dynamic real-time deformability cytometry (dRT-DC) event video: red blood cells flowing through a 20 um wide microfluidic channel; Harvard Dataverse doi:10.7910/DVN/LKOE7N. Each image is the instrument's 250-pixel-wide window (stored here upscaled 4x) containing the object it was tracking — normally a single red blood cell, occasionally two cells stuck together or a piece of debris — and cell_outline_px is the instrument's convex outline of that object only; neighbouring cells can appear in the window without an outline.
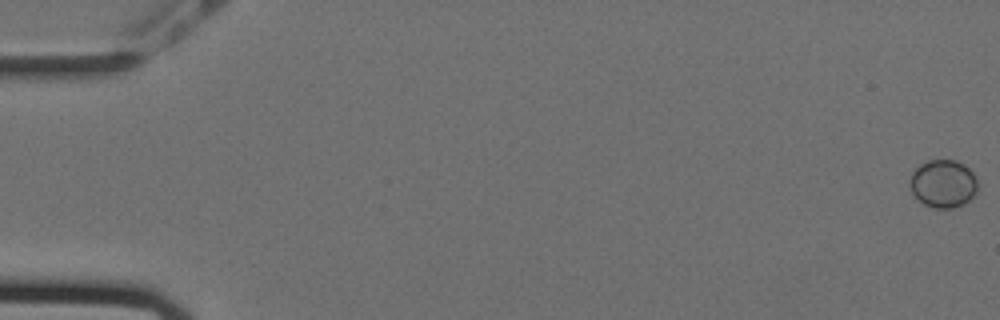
{"species": "Egyptian fruit bat (a non-hibernating species)", "species_latin": "Rousettus aegyptiacus", "temperature_condition": "cold", "stored_images_in_passage": 59, "camera_frame_rate_fps": 3000, "um_per_image_px": 0.085, "animal": {"sex": "female"}, "frame": {"image": 1, "passage_image": 1, "time_ms": 0.0, "image_size_px": [1000, 320], "cell_outline_px": [[980, 184], [976, 192], [964, 204], [952, 208], [932, 208], [924, 204], [912, 192], [908, 184], [908, 180], [912, 172], [920, 164], [928, 160], [956, 160], [964, 164], [976, 176]], "centroid_in_image_um": [80.18, 15.6], "position_along_channel_um": 4.8, "area_um2": 19.19}}
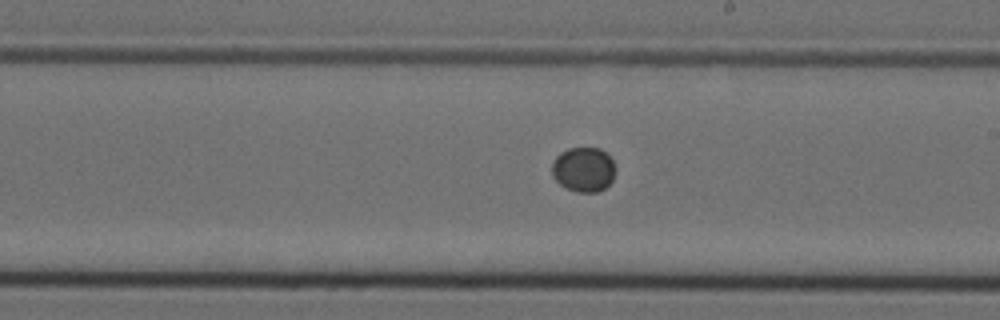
{"frame": {"image": 2, "passage_image": 34, "time_ms": 11.0, "image_size_px": [1000, 320], "cell_outline_px": [[612, 180], [604, 188], [596, 192], [576, 192], [560, 184], [552, 176], [552, 160], [560, 152], [568, 148], [600, 148], [612, 160]], "centroid_in_image_um": [49.54, 14.39], "position_along_channel_um": 239.5, "area_um2": 16.24}}
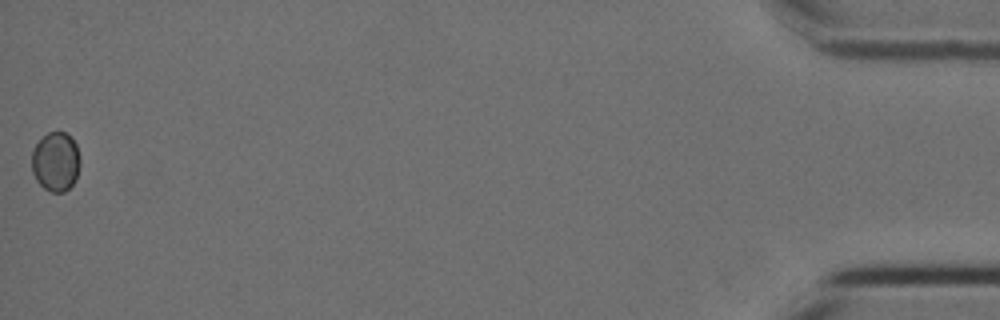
{"frame": {"image": 3, "passage_image": 58, "time_ms": 19.0, "image_size_px": [1000, 320], "cell_outline_px": [[80, 164], [76, 180], [64, 192], [52, 192], [44, 188], [36, 180], [32, 172], [32, 152], [36, 144], [48, 132], [64, 132], [76, 144], [80, 156]], "centroid_in_image_um": [4.74, 13.76], "position_along_channel_um": 430.5, "area_um2": 16.65}}